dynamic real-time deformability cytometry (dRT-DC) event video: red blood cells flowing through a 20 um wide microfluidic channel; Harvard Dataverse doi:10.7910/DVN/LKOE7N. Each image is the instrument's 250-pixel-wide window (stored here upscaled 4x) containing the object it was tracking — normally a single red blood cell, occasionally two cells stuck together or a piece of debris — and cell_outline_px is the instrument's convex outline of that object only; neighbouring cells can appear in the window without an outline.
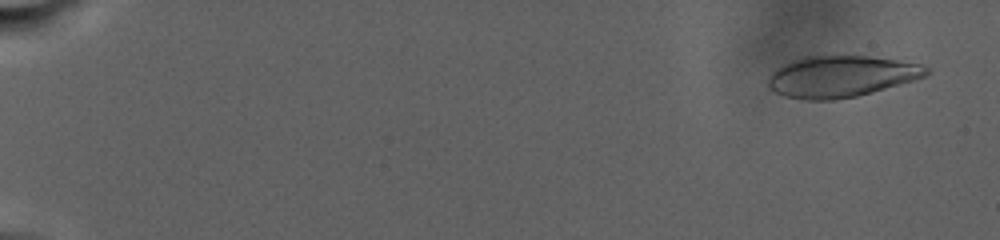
{"species": "human", "species_latin": "Homo sapiens", "temperature_condition": "warm", "stored_images_in_passage": 41, "camera_frame_rate_fps": 3000, "um_per_image_px": 0.085, "donor": {"sex": "male"}, "frame": {"image": 1, "passage_image": 4, "time_ms": 1.333, "image_size_px": [1000, 240], "cell_outline_px": [[932, 72], [924, 76], [912, 80], [856, 96], [832, 100], [808, 100], [784, 96], [768, 88], [768, 76], [772, 72], [784, 64], [792, 60], [804, 56], [868, 56], [896, 60], [920, 64], [928, 68]], "centroid_in_image_um": [71.45, 6.49], "position_along_channel_um": 13.6, "area_um2": 37.74}}
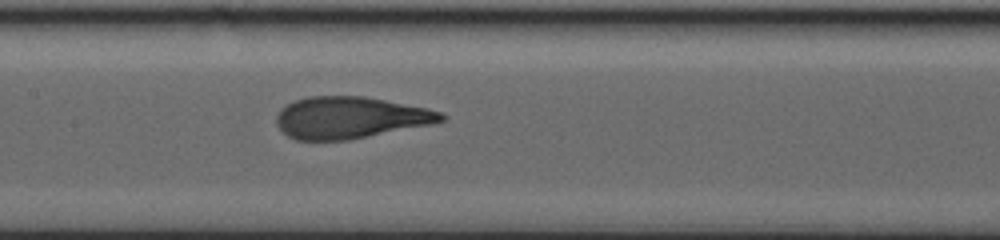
{"frame": {"image": 2, "passage_image": 22, "time_ms": 16.667, "image_size_px": [1000, 240], "cell_outline_px": [[448, 116], [444, 120], [432, 124], [348, 140], [296, 140], [288, 136], [276, 124], [276, 116], [280, 108], [296, 100], [308, 96], [364, 96], [424, 108], [440, 112]], "centroid_in_image_um": [29.73, 10.0], "position_along_channel_um": 177.7, "area_um2": 39.82}}
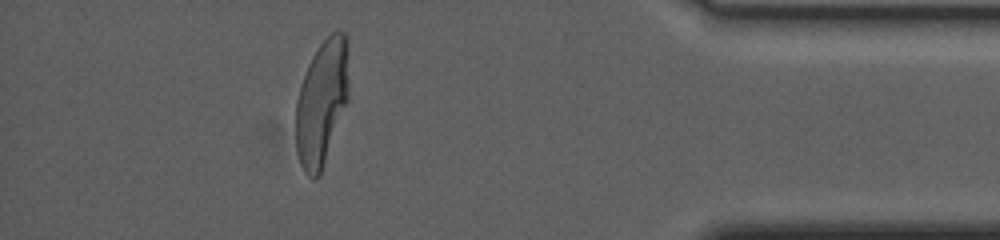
{"frame": {"image": 3, "passage_image": 36, "time_ms": 28.0, "image_size_px": [1000, 240], "cell_outline_px": [[348, 100], [320, 176], [316, 180], [312, 180], [304, 172], [300, 164], [296, 148], [296, 100], [300, 84], [308, 64], [312, 56], [320, 44], [332, 32], [344, 32], [348, 40]], "centroid_in_image_um": [27.35, 8.74], "position_along_channel_um": 407.9, "area_um2": 39.13}, "authors_computed_cell_mechanics": {"area_um2": 39.4774, "velocity_mm_per_s": 2.3246, "shape_relaxation_time_tau1_ms": 7.2963, "shape_relaxation_time_tau2_ms": null, "deformation_change_tau1": 0.254, "deformation_change_tau2": null}}